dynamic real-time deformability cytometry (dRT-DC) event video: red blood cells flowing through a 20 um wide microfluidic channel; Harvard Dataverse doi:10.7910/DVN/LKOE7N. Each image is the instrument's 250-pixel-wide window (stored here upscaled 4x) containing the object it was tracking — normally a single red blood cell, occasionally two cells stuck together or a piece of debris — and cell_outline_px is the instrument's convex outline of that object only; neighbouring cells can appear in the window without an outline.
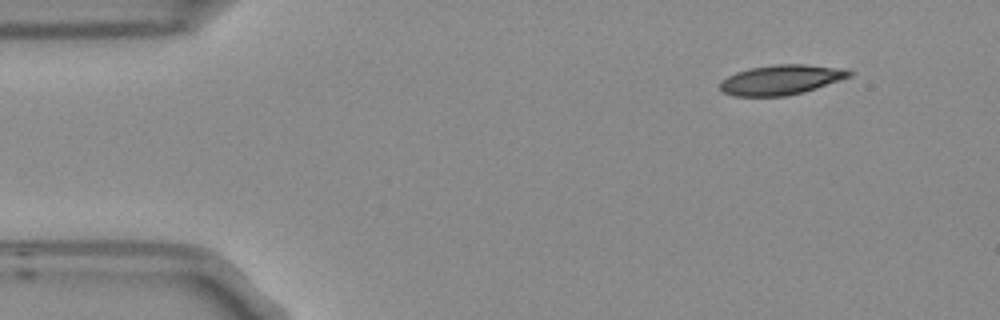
{"species": "Egyptian fruit bat (a non-hibernating species)", "species_latin": "Rousettus aegyptiacus", "temperature_condition": "room temperature", "stored_images_in_passage": 4, "camera_frame_rate_fps": 3000, "um_per_image_px": 0.085, "frame": {"image": 1, "passage_image": 1, "time_ms": 0.0, "image_size_px": [1000, 320], "cell_outline_px": [[852, 76], [804, 92], [784, 96], [736, 96], [724, 92], [720, 88], [720, 80], [736, 72], [748, 68], [772, 64], [804, 64], [844, 68], [852, 72]], "centroid_in_image_um": [66.39, 6.77], "position_along_channel_um": 18.6, "area_um2": 22.54}}
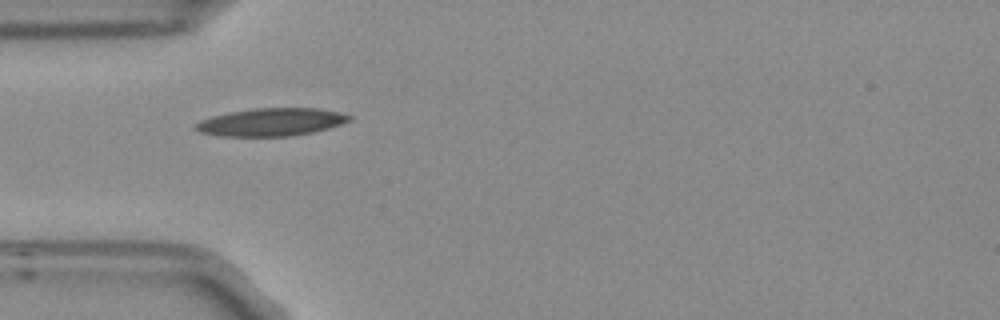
{"frame": {"image": 2, "passage_image": 4, "time_ms": 1.0, "image_size_px": [1000, 320], "cell_outline_px": [[352, 120], [328, 128], [312, 132], [292, 136], [220, 136], [200, 132], [192, 128], [192, 124], [200, 120], [212, 116], [252, 108], [320, 108], [340, 112], [352, 116]], "centroid_in_image_um": [23.03, 10.37], "position_along_channel_um": 62.0, "area_um2": 25.03}}